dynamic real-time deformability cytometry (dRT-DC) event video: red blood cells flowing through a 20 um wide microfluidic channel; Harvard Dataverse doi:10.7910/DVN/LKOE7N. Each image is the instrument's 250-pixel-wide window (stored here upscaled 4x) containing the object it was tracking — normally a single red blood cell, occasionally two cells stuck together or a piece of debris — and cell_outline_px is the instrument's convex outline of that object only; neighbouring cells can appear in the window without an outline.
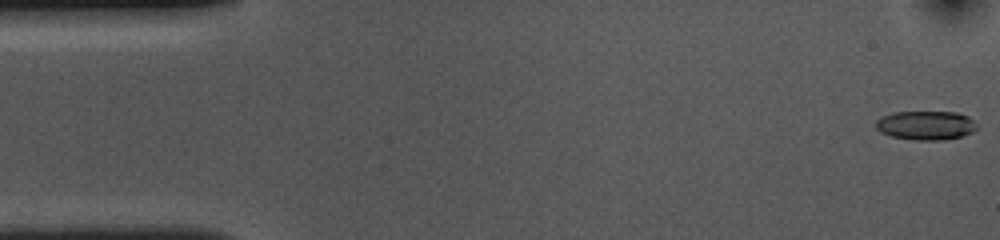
{"species": "common noctule bat (a hibernating species)", "species_latin": "Nyctalus noctula", "temperature_condition": "cold", "stored_images_in_passage": 54, "camera_frame_rate_fps": 3000, "um_per_image_px": 0.085, "animal": {"sex": "female", "body_mass_g": 10.0, "forearm_length_mm": 53.1}, "frame": {"image": 1, "passage_image": 1, "time_ms": 0.0, "image_size_px": [1000, 240], "cell_outline_px": [[976, 128], [972, 132], [960, 136], [944, 140], [916, 140], [892, 136], [880, 132], [876, 128], [876, 120], [884, 116], [896, 112], [956, 112], [968, 116], [976, 124]], "centroid_in_image_um": [78.69, 10.65], "position_along_channel_um": 6.3, "area_um2": 16.88}}
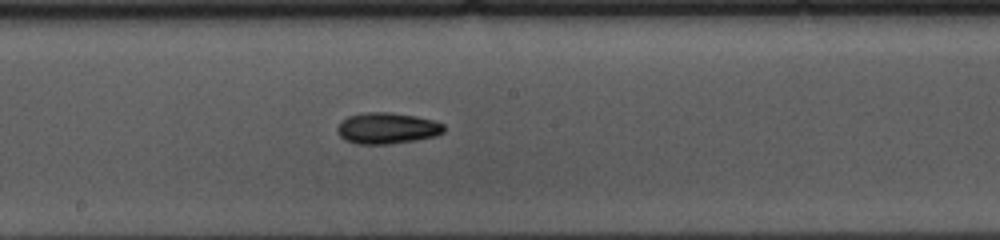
{"frame": {"image": 2, "passage_image": 28, "time_ms": 9.0, "image_size_px": [1000, 240], "cell_outline_px": [[444, 132], [436, 136], [416, 140], [388, 144], [356, 144], [344, 140], [336, 132], [336, 128], [340, 120], [348, 116], [364, 112], [388, 112], [416, 116], [432, 120], [444, 124]], "centroid_in_image_um": [32.86, 10.9], "position_along_channel_um": 215.3, "area_um2": 19.59}}
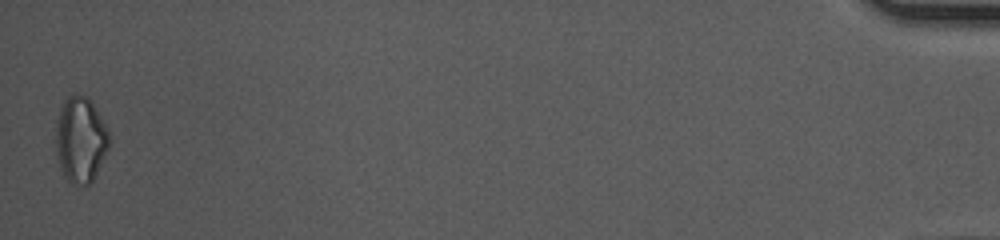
{"frame": {"image": 3, "passage_image": 54, "time_ms": 17.667, "image_size_px": [1000, 240], "cell_outline_px": [[108, 148], [92, 180], [88, 184], [72, 184], [64, 176], [60, 168], [56, 148], [56, 120], [60, 108], [64, 100], [68, 96], [76, 92], [88, 96], [108, 128]], "centroid_in_image_um": [6.82, 11.81], "position_along_channel_um": 428.4, "area_um2": 26.53}, "authors_computed_cell_mechanics": {"area_um2": 18.4382, "velocity_mm_per_s": 3.6164, "shape_relaxation_time_tau1_ms": 5.4484, "shape_relaxation_time_tau2_ms": null, "deformation_change_tau1": 0.1577, "deformation_change_tau2": null}}